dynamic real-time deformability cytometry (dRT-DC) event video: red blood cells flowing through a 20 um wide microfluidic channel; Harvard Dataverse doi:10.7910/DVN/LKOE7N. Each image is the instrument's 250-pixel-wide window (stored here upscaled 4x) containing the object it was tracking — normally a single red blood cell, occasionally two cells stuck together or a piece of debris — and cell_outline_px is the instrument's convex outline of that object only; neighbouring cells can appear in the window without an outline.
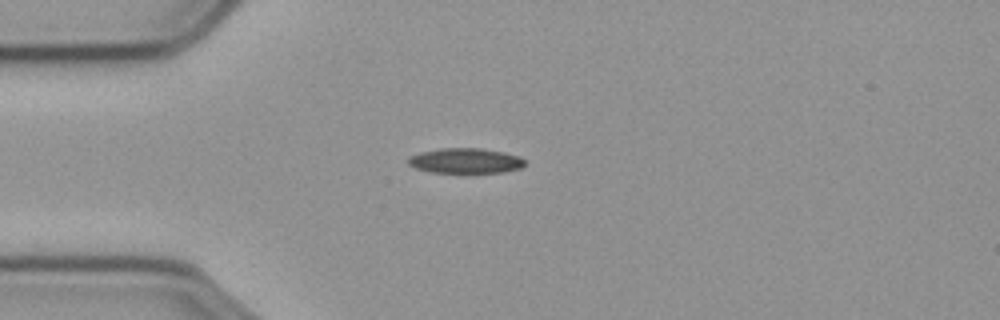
{"species": "common noctule bat (a hibernating species)", "species_latin": "Nyctalus noctula", "temperature_condition": "cold", "stored_images_in_passage": 43, "camera_frame_rate_fps": 3000, "um_per_image_px": 0.085, "animal": {"sex": "male", "body_mass_g": 23.1, "forearm_length_mm": 52.7}, "frame": {"image": 1, "passage_image": 1, "time_ms": 0.0, "image_size_px": [1000, 320], "cell_outline_px": [[524, 164], [520, 168], [504, 172], [432, 172], [416, 168], [408, 164], [408, 156], [420, 152], [440, 148], [480, 148], [504, 152], [520, 156], [524, 160]], "centroid_in_image_um": [39.55, 13.65], "position_along_channel_um": 45.5, "area_um2": 16.99}}
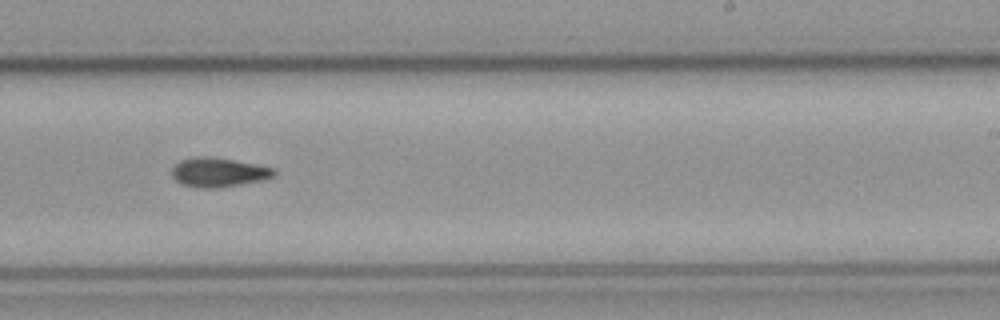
{"frame": {"image": 2, "passage_image": 21, "time_ms": 6.667, "image_size_px": [1000, 320], "cell_outline_px": [[276, 176], [260, 180], [216, 188], [204, 188], [184, 184], [176, 180], [172, 176], [172, 168], [180, 160], [196, 156], [212, 156], [256, 164], [272, 168], [276, 172]], "centroid_in_image_um": [18.56, 14.62], "position_along_channel_um": 270.4, "area_um2": 17.17}}
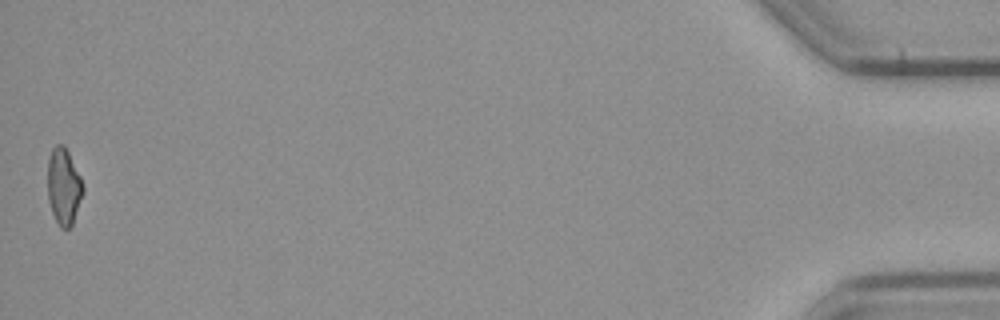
{"frame": {"image": 3, "passage_image": 43, "time_ms": 14.0, "image_size_px": [1000, 320], "cell_outline_px": [[84, 192], [72, 224], [68, 228], [60, 228], [52, 212], [48, 200], [48, 160], [52, 148], [56, 144], [64, 144], [80, 176], [84, 188]], "centroid_in_image_um": [5.41, 15.84], "position_along_channel_um": 429.8, "area_um2": 15.66}}